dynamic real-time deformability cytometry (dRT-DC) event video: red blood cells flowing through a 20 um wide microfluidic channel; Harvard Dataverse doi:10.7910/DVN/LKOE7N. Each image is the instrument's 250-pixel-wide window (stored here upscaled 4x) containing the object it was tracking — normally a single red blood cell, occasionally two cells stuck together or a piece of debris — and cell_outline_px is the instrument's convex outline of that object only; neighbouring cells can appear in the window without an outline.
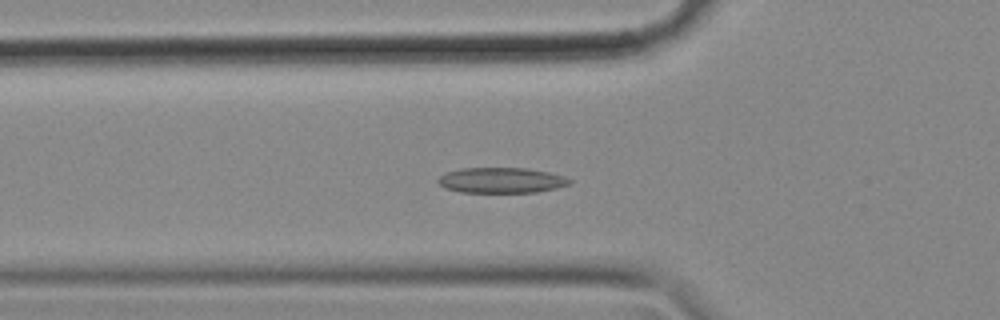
{"species": "common noctule bat (a hibernating species)", "species_latin": "Nyctalus noctula", "temperature_condition": "cold", "stored_images_in_passage": 56, "camera_frame_rate_fps": 3000, "um_per_image_px": 0.085, "animal": {"sex": "female", "body_mass_g": 18.4}, "frame": {"image": 1, "passage_image": 19, "time_ms": 6.0, "image_size_px": [1000, 320], "cell_outline_px": [[572, 184], [556, 188], [536, 192], [460, 192], [444, 188], [436, 180], [444, 172], [460, 168], [528, 168], [548, 172], [564, 176], [572, 180]], "centroid_in_image_um": [42.6, 15.32], "position_along_channel_um": 83.2, "area_um2": 19.65}}
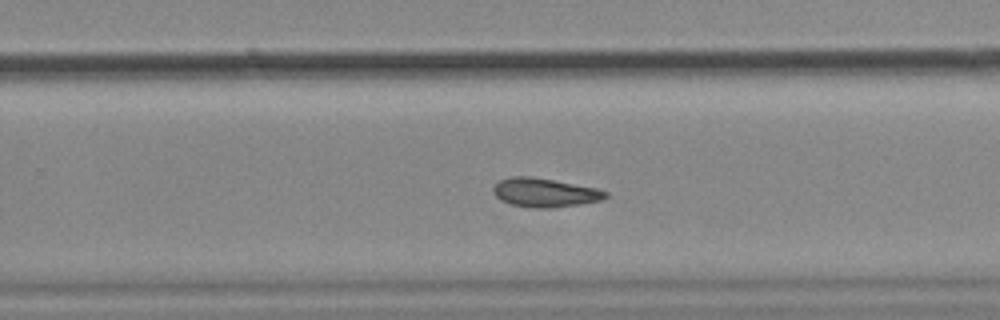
{"frame": {"image": 2, "passage_image": 36, "time_ms": 11.667, "image_size_px": [1000, 320], "cell_outline_px": [[608, 196], [600, 200], [580, 204], [548, 208], [532, 208], [512, 204], [500, 200], [496, 196], [492, 188], [500, 180], [512, 176], [528, 176], [552, 180], [596, 188], [608, 192]], "centroid_in_image_um": [46.29, 16.37], "position_along_channel_um": 283.5, "area_um2": 18.61}}
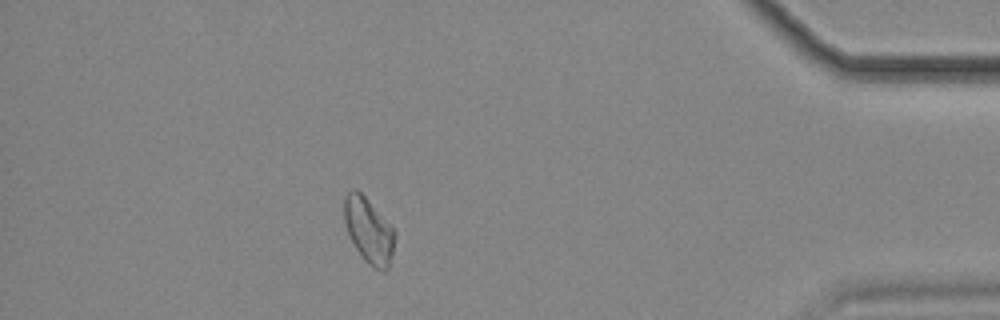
{"frame": {"image": 3, "passage_image": 50, "time_ms": 16.333, "image_size_px": [1000, 320], "cell_outline_px": [[396, 232], [392, 252], [388, 268], [384, 272], [368, 264], [364, 260], [356, 248], [348, 232], [344, 220], [344, 196], [352, 188], [356, 188], [368, 200]], "centroid_in_image_um": [31.33, 19.58], "position_along_channel_um": 403.9, "area_um2": 18.9}}